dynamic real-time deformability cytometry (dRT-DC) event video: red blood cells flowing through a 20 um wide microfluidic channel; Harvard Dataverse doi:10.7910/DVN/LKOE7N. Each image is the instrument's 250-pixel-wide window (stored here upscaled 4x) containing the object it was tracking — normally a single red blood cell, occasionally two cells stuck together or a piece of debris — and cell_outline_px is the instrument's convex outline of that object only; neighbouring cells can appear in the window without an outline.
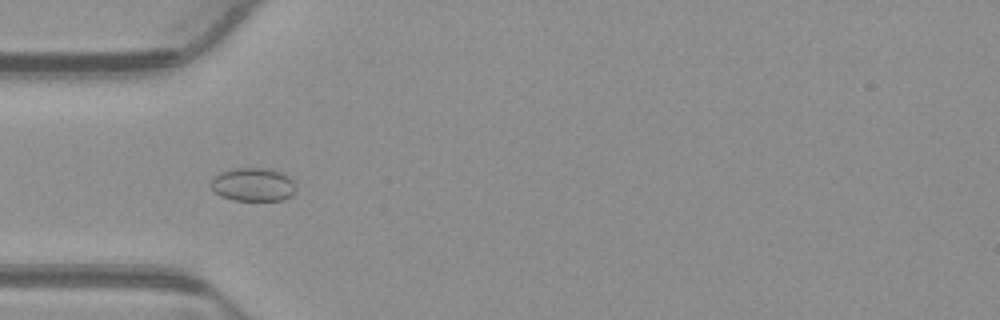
{"species": "common noctule bat (a hibernating species)", "species_latin": "Nyctalus noctula", "temperature_condition": "warm", "stored_images_in_passage": 53, "camera_frame_rate_fps": 3000, "um_per_image_px": 0.085, "animal": {"sex": "male", "body_mass_g": 23.1, "forearm_length_mm": 52.7}, "frame": {"image": 1, "passage_image": 16, "time_ms": 5.0, "image_size_px": [1000, 320], "cell_outline_px": [[296, 188], [292, 196], [280, 200], [232, 200], [220, 196], [212, 188], [212, 180], [220, 172], [232, 168], [268, 168], [280, 172], [288, 176], [292, 180]], "centroid_in_image_um": [21.53, 15.68], "position_along_channel_um": 63.5, "area_um2": 16.47}}
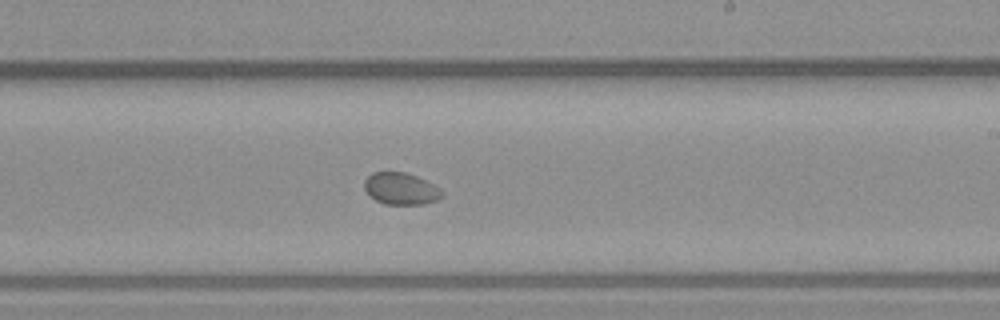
{"frame": {"image": 2, "passage_image": 31, "time_ms": 10.0, "image_size_px": [1000, 320], "cell_outline_px": [[444, 196], [436, 200], [424, 204], [384, 204], [376, 200], [364, 188], [364, 180], [372, 172], [404, 172], [416, 176], [440, 188], [444, 192]], "centroid_in_image_um": [34.09, 16.04], "position_along_channel_um": 254.9, "area_um2": 14.33}}
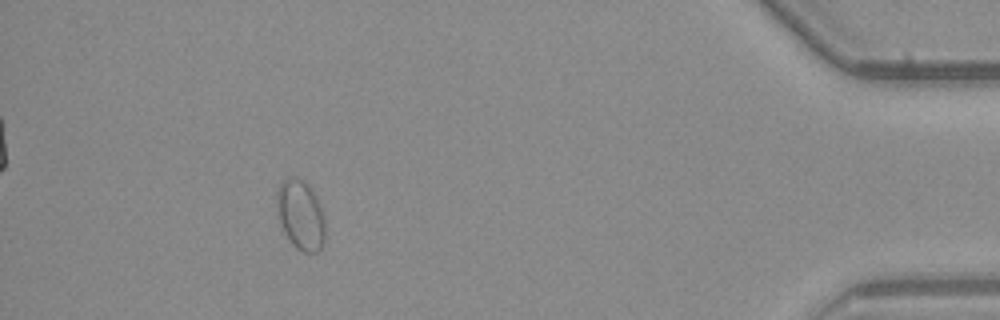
{"frame": {"image": 3, "passage_image": 48, "time_ms": 15.667, "image_size_px": [1000, 320], "cell_outline_px": [[324, 244], [316, 252], [304, 252], [296, 248], [292, 244], [284, 232], [280, 224], [276, 204], [276, 192], [280, 184], [284, 180], [296, 176], [308, 184], [316, 196], [324, 220]], "centroid_in_image_um": [25.53, 18.27], "position_along_channel_um": 409.7, "area_um2": 19.54}}